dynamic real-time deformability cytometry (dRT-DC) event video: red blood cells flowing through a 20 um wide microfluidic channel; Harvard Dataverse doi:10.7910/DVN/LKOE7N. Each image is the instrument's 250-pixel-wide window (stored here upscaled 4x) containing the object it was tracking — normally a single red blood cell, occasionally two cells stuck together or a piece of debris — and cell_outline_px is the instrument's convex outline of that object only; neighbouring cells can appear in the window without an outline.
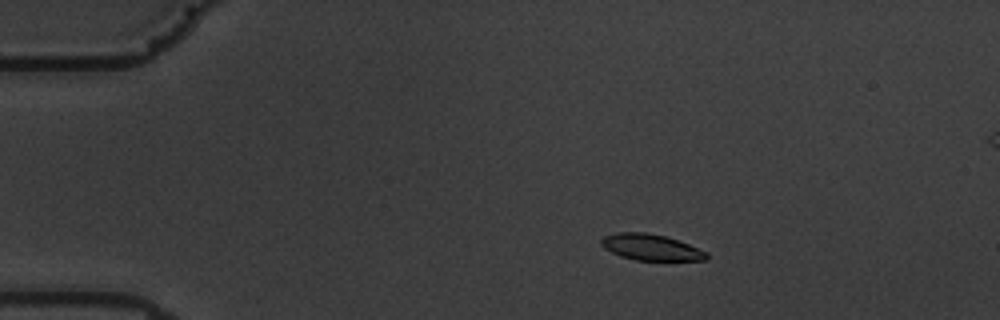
{"species": "common noctule bat (a hibernating species)", "species_latin": "Nyctalus noctula", "temperature_condition": "warm", "stored_images_in_passage": 60, "segment_of_instrument_passage": [1, 2], "camera_frame_rate_fps": 3000, "um_per_image_px": 0.085, "animal": {"sex": "male", "body_mass_g": 19.5, "forearm_length_mm": 54.6}, "frame": {"image": 1, "passage_image": 11, "time_ms": 3.333, "image_size_px": [1000, 320], "cell_outline_px": [[708, 260], [636, 260], [620, 256], [604, 248], [600, 244], [600, 240], [604, 236], [616, 232], [644, 232], [664, 236], [680, 240], [708, 252]], "centroid_in_image_um": [55.34, 21.01], "position_along_channel_um": 29.7, "area_um2": 16.13}}
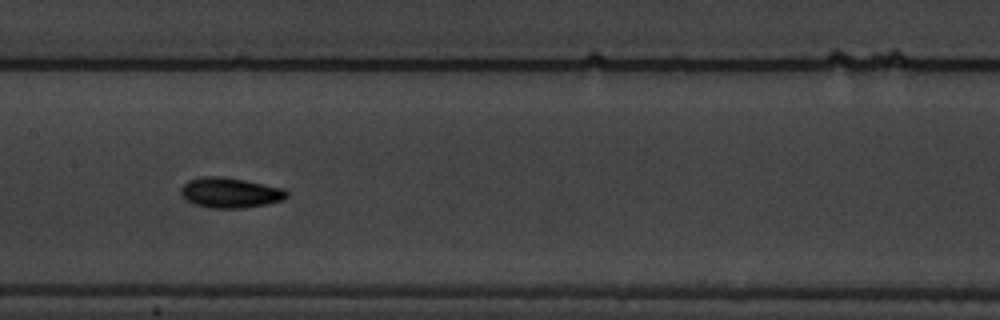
{"frame": {"image": 2, "passage_image": 30, "time_ms": 9.667, "image_size_px": [1000, 320], "cell_outline_px": [[288, 196], [280, 200], [268, 204], [240, 208], [212, 208], [196, 204], [188, 200], [180, 192], [180, 188], [188, 180], [200, 176], [224, 176], [284, 188], [288, 192]], "centroid_in_image_um": [19.56, 16.36], "position_along_channel_um": 187.8, "area_um2": 18.55}}
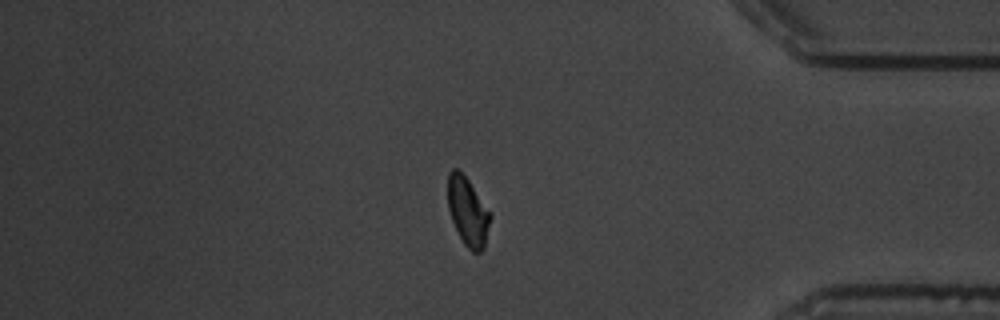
{"frame": {"image": 3, "passage_image": 50, "time_ms": 16.333, "image_size_px": [1000, 320], "cell_outline_px": [[492, 216], [484, 248], [480, 252], [472, 252], [464, 244], [452, 220], [448, 208], [448, 172], [452, 168], [456, 168], [468, 180], [492, 212]], "centroid_in_image_um": [39.79, 17.98], "position_along_channel_um": 395.4, "area_um2": 16.99}}